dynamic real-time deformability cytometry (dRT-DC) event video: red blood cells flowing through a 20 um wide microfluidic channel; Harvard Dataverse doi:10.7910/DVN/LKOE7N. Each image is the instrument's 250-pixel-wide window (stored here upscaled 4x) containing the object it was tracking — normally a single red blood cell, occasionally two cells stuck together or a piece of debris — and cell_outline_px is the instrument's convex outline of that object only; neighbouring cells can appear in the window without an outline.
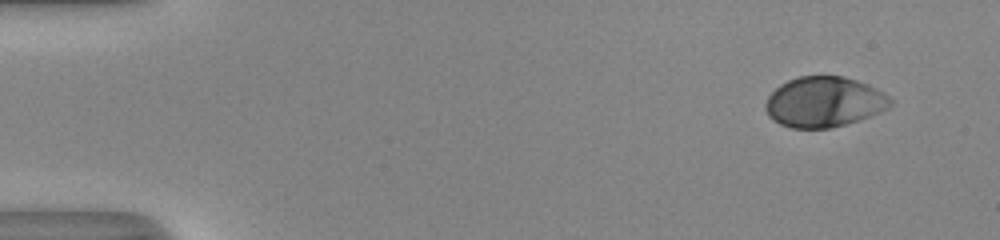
{"species": "human", "species_latin": "Homo sapiens", "temperature_condition": "room temperature", "stored_images_in_passage": 49, "camera_frame_rate_fps": 3000, "um_per_image_px": 0.085, "donor": {"sex": "male"}, "frame": {"image": 1, "passage_image": 1, "time_ms": 0.0, "image_size_px": [1000, 240], "cell_outline_px": [[892, 104], [888, 108], [880, 112], [832, 128], [792, 128], [780, 124], [772, 120], [768, 116], [764, 108], [764, 104], [768, 96], [780, 84], [788, 80], [800, 76], [844, 76], [868, 84], [884, 92], [892, 100]], "centroid_in_image_um": [70.02, 8.66], "position_along_channel_um": 15.0, "area_um2": 36.7}}
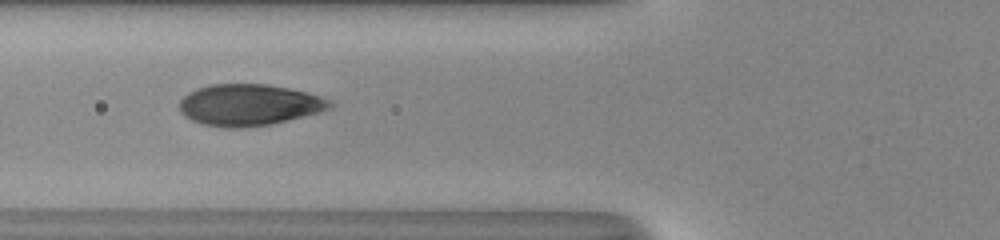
{"frame": {"image": 2, "passage_image": 18, "time_ms": 5.667, "image_size_px": [1000, 240], "cell_outline_px": [[336, 104], [332, 108], [288, 120], [272, 124], [244, 128], [228, 128], [204, 124], [192, 120], [184, 116], [180, 112], [180, 100], [188, 92], [196, 88], [212, 84], [268, 84], [308, 92], [332, 100]], "centroid_in_image_um": [21.19, 8.91], "position_along_channel_um": 104.6, "area_um2": 36.53}}
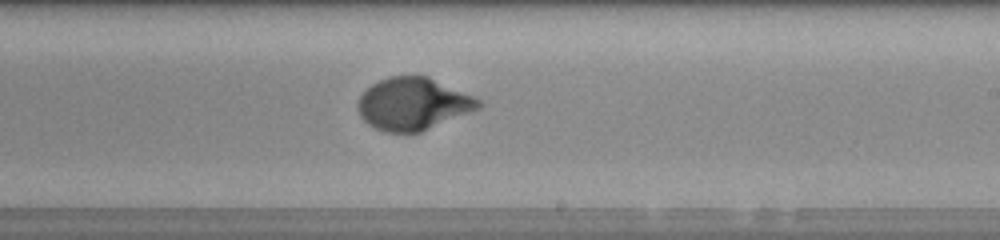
{"frame": {"image": 3, "passage_image": 29, "time_ms": 9.333, "image_size_px": [1000, 240], "cell_outline_px": [[484, 104], [480, 108], [420, 132], [384, 132], [368, 124], [360, 116], [356, 108], [356, 104], [360, 96], [372, 84], [388, 76], [428, 76], [472, 96], [480, 100]], "centroid_in_image_um": [35.08, 8.83], "position_along_channel_um": 253.9, "area_um2": 36.53}, "authors_computed_cell_mechanics": {"area_um2": 36.5296, "velocity_mm_per_s": 4.0793, "shape_relaxation_time_tau1_ms": 3.7054, "shape_relaxation_time_tau2_ms": null, "deformation_change_tau1": 0.2141, "deformation_change_tau2": null}}